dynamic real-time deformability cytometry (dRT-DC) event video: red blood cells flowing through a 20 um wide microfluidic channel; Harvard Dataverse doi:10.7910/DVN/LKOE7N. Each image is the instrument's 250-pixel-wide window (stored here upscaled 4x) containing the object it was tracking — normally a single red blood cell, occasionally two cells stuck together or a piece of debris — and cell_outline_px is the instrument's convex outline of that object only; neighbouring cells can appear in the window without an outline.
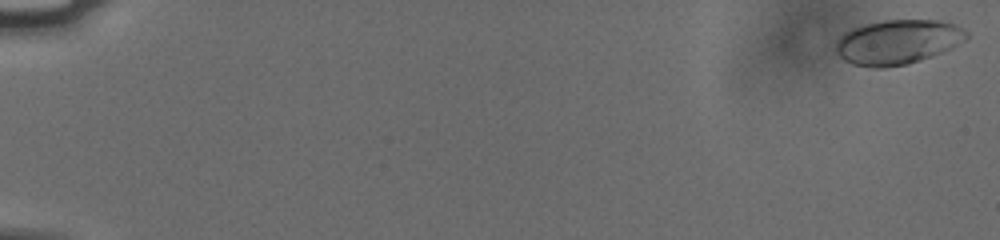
{"species": "human", "species_latin": "Homo sapiens", "temperature_condition": "cold", "stored_images_in_passage": 28, "camera_frame_rate_fps": 3000, "um_per_image_px": 0.085, "donor": {"sex": "male"}, "frame": {"image": 1, "passage_image": 1, "time_ms": 0.0, "image_size_px": [1000, 240], "cell_outline_px": [[968, 36], [964, 40], [932, 56], [908, 64], [884, 68], [872, 68], [852, 64], [844, 60], [836, 52], [836, 40], [844, 32], [852, 28], [864, 24], [884, 20], [940, 20], [956, 24], [964, 28], [968, 32]], "centroid_in_image_um": [76.27, 3.56], "position_along_channel_um": 8.7, "area_um2": 34.04}}
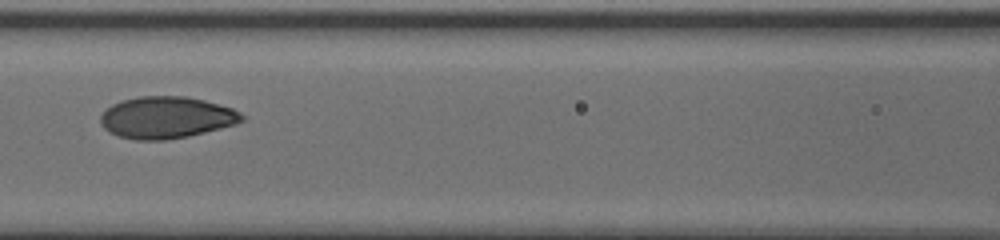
{"frame": {"image": 2, "passage_image": 20, "time_ms": 6.333, "image_size_px": [1000, 240], "cell_outline_px": [[244, 120], [236, 124], [188, 136], [164, 140], [136, 140], [120, 136], [104, 128], [100, 124], [100, 116], [112, 104], [120, 100], [140, 96], [184, 96], [204, 100], [232, 108], [240, 112], [244, 116]], "centroid_in_image_um": [14.14, 9.98], "position_along_channel_um": 152.5, "area_um2": 34.28}}
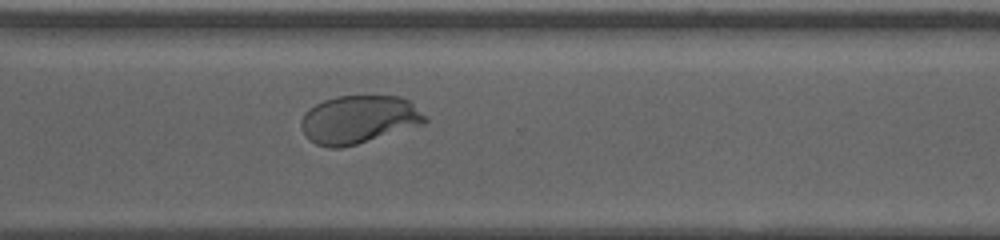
{"frame": {"image": 3, "passage_image": 28, "time_ms": 9.0, "image_size_px": [1000, 240], "cell_outline_px": [[428, 120], [424, 124], [356, 144], [340, 148], [328, 148], [316, 144], [308, 140], [300, 124], [300, 120], [304, 112], [316, 104], [324, 100], [336, 96], [400, 96], [408, 100]], "centroid_in_image_um": [30.45, 10.16], "position_along_channel_um": 340.2, "area_um2": 34.51}}